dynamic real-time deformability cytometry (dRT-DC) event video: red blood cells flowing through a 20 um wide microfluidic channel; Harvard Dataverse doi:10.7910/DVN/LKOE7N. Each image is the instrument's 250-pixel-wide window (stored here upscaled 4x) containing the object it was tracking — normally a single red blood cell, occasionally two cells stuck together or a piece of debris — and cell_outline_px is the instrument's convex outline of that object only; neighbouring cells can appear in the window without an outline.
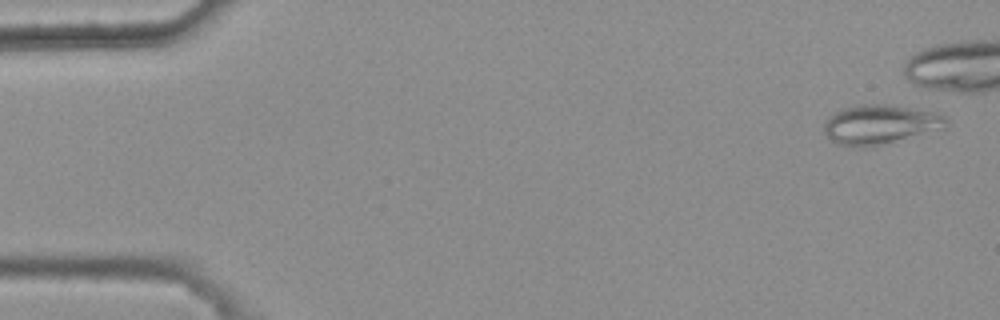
{"species": "common noctule bat (a hibernating species)", "species_latin": "Nyctalus noctula", "temperature_condition": "warm", "stored_images_in_passage": 6, "camera_frame_rate_fps": 3000, "um_per_image_px": 0.085, "animal": {"sex": "female", "body_mass_g": 25.1}, "frame": {"image": 1, "passage_image": 1, "time_ms": 0.0, "image_size_px": [1000, 320], "cell_outline_px": [[948, 124], [944, 128], [872, 148], [852, 148], [840, 144], [832, 140], [824, 132], [824, 124], [828, 116], [844, 108], [860, 104], [888, 104], [936, 112], [944, 116], [948, 120]], "centroid_in_image_um": [74.8, 10.6], "position_along_channel_um": 10.2, "area_um2": 28.38}}